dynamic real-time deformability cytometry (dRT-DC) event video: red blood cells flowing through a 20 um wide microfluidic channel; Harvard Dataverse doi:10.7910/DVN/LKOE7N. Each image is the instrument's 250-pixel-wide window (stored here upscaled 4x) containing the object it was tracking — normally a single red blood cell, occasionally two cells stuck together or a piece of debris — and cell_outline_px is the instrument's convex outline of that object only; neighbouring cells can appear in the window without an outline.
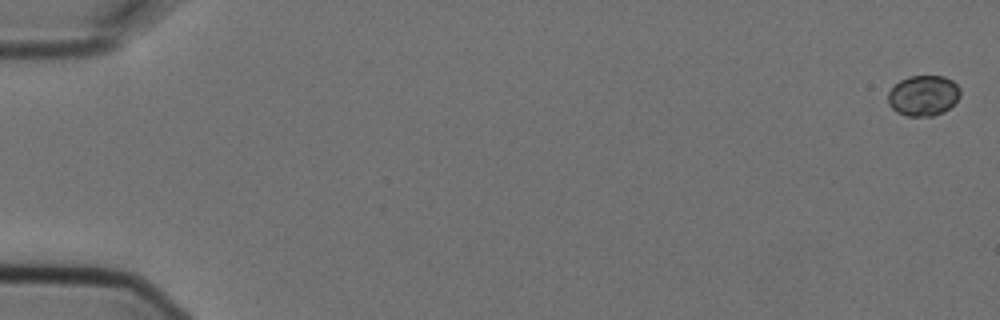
{"species": "Egyptian fruit bat (a non-hibernating species)", "species_latin": "Rousettus aegyptiacus", "temperature_condition": "cold", "stored_images_in_passage": 9, "camera_frame_rate_fps": 3000, "um_per_image_px": 0.085, "animal": {"sex": "female"}, "frame": {"image": 1, "passage_image": 1, "time_ms": 0.0, "image_size_px": [1000, 320], "cell_outline_px": [[960, 96], [944, 112], [932, 116], [908, 116], [896, 112], [888, 104], [888, 92], [900, 80], [908, 76], [944, 76], [952, 80], [960, 88]], "centroid_in_image_um": [78.47, 8.12], "position_along_channel_um": 6.5, "area_um2": 17.05}}
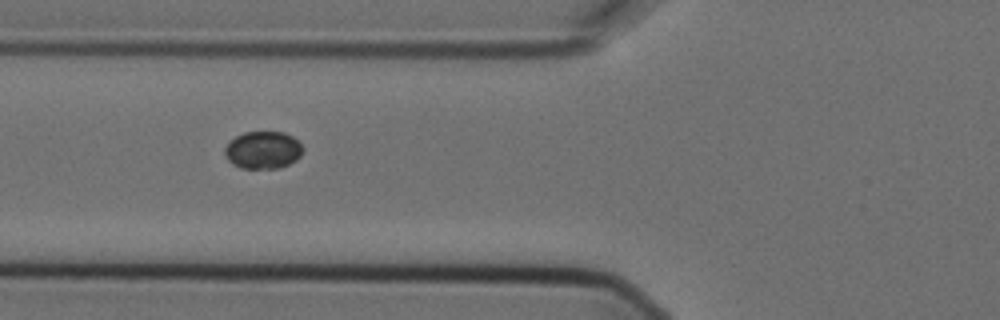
{"frame": {"image": 2, "passage_image": 7, "time_ms": 2.0, "image_size_px": [1000, 320], "cell_outline_px": [[304, 148], [300, 156], [296, 160], [280, 168], [240, 168], [232, 164], [228, 160], [224, 152], [224, 148], [228, 140], [244, 132], [284, 132], [292, 136]], "centroid_in_image_um": [22.32, 12.75], "position_along_channel_um": 103.5, "area_um2": 17.17}}
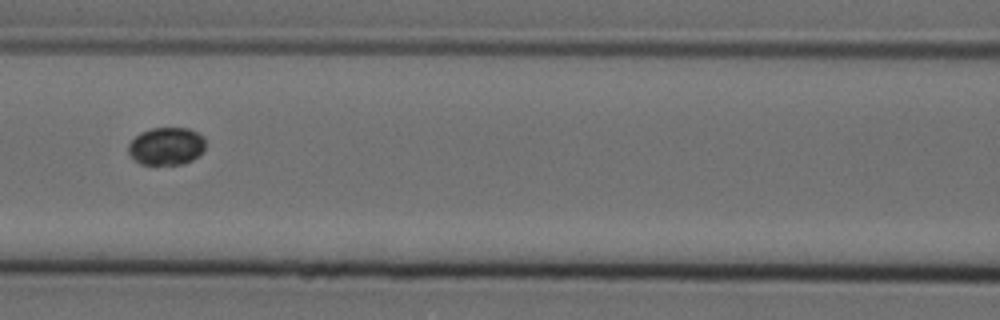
{"frame": {"image": 3, "passage_image": 8, "time_ms": 2.333, "image_size_px": [1000, 320], "cell_outline_px": [[204, 148], [192, 160], [184, 164], [140, 164], [128, 152], [128, 144], [140, 132], [152, 128], [188, 128], [204, 136]], "centroid_in_image_um": [14.13, 12.41], "position_along_channel_um": 152.5, "area_um2": 16.76}}